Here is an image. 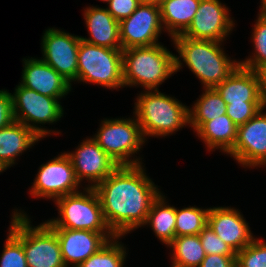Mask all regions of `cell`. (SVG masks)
<instances>
[{
  "label": "cell",
  "instance_id": "20",
  "mask_svg": "<svg viewBox=\"0 0 266 267\" xmlns=\"http://www.w3.org/2000/svg\"><path fill=\"white\" fill-rule=\"evenodd\" d=\"M83 15L90 37L81 36V40L96 46L122 49L119 22L106 8L88 6Z\"/></svg>",
  "mask_w": 266,
  "mask_h": 267
},
{
  "label": "cell",
  "instance_id": "39",
  "mask_svg": "<svg viewBox=\"0 0 266 267\" xmlns=\"http://www.w3.org/2000/svg\"><path fill=\"white\" fill-rule=\"evenodd\" d=\"M163 0H141L143 3H155L160 4Z\"/></svg>",
  "mask_w": 266,
  "mask_h": 267
},
{
  "label": "cell",
  "instance_id": "41",
  "mask_svg": "<svg viewBox=\"0 0 266 267\" xmlns=\"http://www.w3.org/2000/svg\"><path fill=\"white\" fill-rule=\"evenodd\" d=\"M100 1L106 2L108 4L110 0H100Z\"/></svg>",
  "mask_w": 266,
  "mask_h": 267
},
{
  "label": "cell",
  "instance_id": "32",
  "mask_svg": "<svg viewBox=\"0 0 266 267\" xmlns=\"http://www.w3.org/2000/svg\"><path fill=\"white\" fill-rule=\"evenodd\" d=\"M199 238L206 255H236V253L227 245L216 233L206 225L199 233Z\"/></svg>",
  "mask_w": 266,
  "mask_h": 267
},
{
  "label": "cell",
  "instance_id": "15",
  "mask_svg": "<svg viewBox=\"0 0 266 267\" xmlns=\"http://www.w3.org/2000/svg\"><path fill=\"white\" fill-rule=\"evenodd\" d=\"M66 154L80 184L84 179L90 183L86 188H95L119 166L91 137Z\"/></svg>",
  "mask_w": 266,
  "mask_h": 267
},
{
  "label": "cell",
  "instance_id": "28",
  "mask_svg": "<svg viewBox=\"0 0 266 267\" xmlns=\"http://www.w3.org/2000/svg\"><path fill=\"white\" fill-rule=\"evenodd\" d=\"M209 208L189 206L182 209L176 208V237L187 235H199L207 225Z\"/></svg>",
  "mask_w": 266,
  "mask_h": 267
},
{
  "label": "cell",
  "instance_id": "23",
  "mask_svg": "<svg viewBox=\"0 0 266 267\" xmlns=\"http://www.w3.org/2000/svg\"><path fill=\"white\" fill-rule=\"evenodd\" d=\"M196 134L203 140L208 151L219 149L227 154L236 142L237 126L224 114L206 122Z\"/></svg>",
  "mask_w": 266,
  "mask_h": 267
},
{
  "label": "cell",
  "instance_id": "12",
  "mask_svg": "<svg viewBox=\"0 0 266 267\" xmlns=\"http://www.w3.org/2000/svg\"><path fill=\"white\" fill-rule=\"evenodd\" d=\"M80 37L56 28L45 30L42 36V60L70 83L77 82Z\"/></svg>",
  "mask_w": 266,
  "mask_h": 267
},
{
  "label": "cell",
  "instance_id": "33",
  "mask_svg": "<svg viewBox=\"0 0 266 267\" xmlns=\"http://www.w3.org/2000/svg\"><path fill=\"white\" fill-rule=\"evenodd\" d=\"M262 108V104H227L226 115L238 127L253 118Z\"/></svg>",
  "mask_w": 266,
  "mask_h": 267
},
{
  "label": "cell",
  "instance_id": "7",
  "mask_svg": "<svg viewBox=\"0 0 266 267\" xmlns=\"http://www.w3.org/2000/svg\"><path fill=\"white\" fill-rule=\"evenodd\" d=\"M77 82L108 89L123 88V50L92 45L80 40Z\"/></svg>",
  "mask_w": 266,
  "mask_h": 267
},
{
  "label": "cell",
  "instance_id": "37",
  "mask_svg": "<svg viewBox=\"0 0 266 267\" xmlns=\"http://www.w3.org/2000/svg\"><path fill=\"white\" fill-rule=\"evenodd\" d=\"M259 78L260 100L263 109L266 108V66L256 70Z\"/></svg>",
  "mask_w": 266,
  "mask_h": 267
},
{
  "label": "cell",
  "instance_id": "13",
  "mask_svg": "<svg viewBox=\"0 0 266 267\" xmlns=\"http://www.w3.org/2000/svg\"><path fill=\"white\" fill-rule=\"evenodd\" d=\"M263 110L237 127L236 142L227 153L243 167L266 166V113Z\"/></svg>",
  "mask_w": 266,
  "mask_h": 267
},
{
  "label": "cell",
  "instance_id": "38",
  "mask_svg": "<svg viewBox=\"0 0 266 267\" xmlns=\"http://www.w3.org/2000/svg\"><path fill=\"white\" fill-rule=\"evenodd\" d=\"M261 6L259 7L260 10L259 12H263V13H266V0H261Z\"/></svg>",
  "mask_w": 266,
  "mask_h": 267
},
{
  "label": "cell",
  "instance_id": "6",
  "mask_svg": "<svg viewBox=\"0 0 266 267\" xmlns=\"http://www.w3.org/2000/svg\"><path fill=\"white\" fill-rule=\"evenodd\" d=\"M55 204L59 217L45 221L50 228L112 232L105 222L101 202L94 188L85 187L83 192L59 197Z\"/></svg>",
  "mask_w": 266,
  "mask_h": 267
},
{
  "label": "cell",
  "instance_id": "22",
  "mask_svg": "<svg viewBox=\"0 0 266 267\" xmlns=\"http://www.w3.org/2000/svg\"><path fill=\"white\" fill-rule=\"evenodd\" d=\"M201 0H163L159 4L161 23L169 36L182 35L190 26Z\"/></svg>",
  "mask_w": 266,
  "mask_h": 267
},
{
  "label": "cell",
  "instance_id": "25",
  "mask_svg": "<svg viewBox=\"0 0 266 267\" xmlns=\"http://www.w3.org/2000/svg\"><path fill=\"white\" fill-rule=\"evenodd\" d=\"M203 91L192 108H189V125L194 132L227 111V104L214 88H204Z\"/></svg>",
  "mask_w": 266,
  "mask_h": 267
},
{
  "label": "cell",
  "instance_id": "31",
  "mask_svg": "<svg viewBox=\"0 0 266 267\" xmlns=\"http://www.w3.org/2000/svg\"><path fill=\"white\" fill-rule=\"evenodd\" d=\"M0 267H28L23 244L10 230L0 257Z\"/></svg>",
  "mask_w": 266,
  "mask_h": 267
},
{
  "label": "cell",
  "instance_id": "29",
  "mask_svg": "<svg viewBox=\"0 0 266 267\" xmlns=\"http://www.w3.org/2000/svg\"><path fill=\"white\" fill-rule=\"evenodd\" d=\"M258 13L251 35L254 43V53H252V56L240 61L241 66L254 71L266 66V13Z\"/></svg>",
  "mask_w": 266,
  "mask_h": 267
},
{
  "label": "cell",
  "instance_id": "3",
  "mask_svg": "<svg viewBox=\"0 0 266 267\" xmlns=\"http://www.w3.org/2000/svg\"><path fill=\"white\" fill-rule=\"evenodd\" d=\"M134 103V117L146 137H164L189 125V107L158 90L141 92Z\"/></svg>",
  "mask_w": 266,
  "mask_h": 267
},
{
  "label": "cell",
  "instance_id": "5",
  "mask_svg": "<svg viewBox=\"0 0 266 267\" xmlns=\"http://www.w3.org/2000/svg\"><path fill=\"white\" fill-rule=\"evenodd\" d=\"M19 211H13L9 230L22 242L27 266L66 267L56 233L45 222L32 226L26 213Z\"/></svg>",
  "mask_w": 266,
  "mask_h": 267
},
{
  "label": "cell",
  "instance_id": "10",
  "mask_svg": "<svg viewBox=\"0 0 266 267\" xmlns=\"http://www.w3.org/2000/svg\"><path fill=\"white\" fill-rule=\"evenodd\" d=\"M33 181L29 192L34 198L43 197L55 201L59 197L81 191L78 190L81 184L66 152L42 164Z\"/></svg>",
  "mask_w": 266,
  "mask_h": 267
},
{
  "label": "cell",
  "instance_id": "18",
  "mask_svg": "<svg viewBox=\"0 0 266 267\" xmlns=\"http://www.w3.org/2000/svg\"><path fill=\"white\" fill-rule=\"evenodd\" d=\"M22 86L42 95L61 100L72 90V83L60 75L54 68L38 58H24Z\"/></svg>",
  "mask_w": 266,
  "mask_h": 267
},
{
  "label": "cell",
  "instance_id": "2",
  "mask_svg": "<svg viewBox=\"0 0 266 267\" xmlns=\"http://www.w3.org/2000/svg\"><path fill=\"white\" fill-rule=\"evenodd\" d=\"M172 41L179 54L175 55V72L181 70L184 62L203 88H215L240 65V61L226 55L222 42L195 40L182 35L175 36Z\"/></svg>",
  "mask_w": 266,
  "mask_h": 267
},
{
  "label": "cell",
  "instance_id": "34",
  "mask_svg": "<svg viewBox=\"0 0 266 267\" xmlns=\"http://www.w3.org/2000/svg\"><path fill=\"white\" fill-rule=\"evenodd\" d=\"M141 4V0H110L107 11L118 21L128 18Z\"/></svg>",
  "mask_w": 266,
  "mask_h": 267
},
{
  "label": "cell",
  "instance_id": "1",
  "mask_svg": "<svg viewBox=\"0 0 266 267\" xmlns=\"http://www.w3.org/2000/svg\"><path fill=\"white\" fill-rule=\"evenodd\" d=\"M94 189L106 224L121 237L144 226L152 202L161 193L143 164L118 166Z\"/></svg>",
  "mask_w": 266,
  "mask_h": 267
},
{
  "label": "cell",
  "instance_id": "27",
  "mask_svg": "<svg viewBox=\"0 0 266 267\" xmlns=\"http://www.w3.org/2000/svg\"><path fill=\"white\" fill-rule=\"evenodd\" d=\"M121 236L109 240L99 251L92 254L78 267H123L126 259V247L119 242Z\"/></svg>",
  "mask_w": 266,
  "mask_h": 267
},
{
  "label": "cell",
  "instance_id": "9",
  "mask_svg": "<svg viewBox=\"0 0 266 267\" xmlns=\"http://www.w3.org/2000/svg\"><path fill=\"white\" fill-rule=\"evenodd\" d=\"M11 96L16 121L24 124L42 139L51 133L59 134V131H51L41 126L45 123L53 124L63 117L64 109L59 99L42 95L20 83L16 86L15 92L11 93Z\"/></svg>",
  "mask_w": 266,
  "mask_h": 267
},
{
  "label": "cell",
  "instance_id": "35",
  "mask_svg": "<svg viewBox=\"0 0 266 267\" xmlns=\"http://www.w3.org/2000/svg\"><path fill=\"white\" fill-rule=\"evenodd\" d=\"M12 96L7 90H0V129L13 122Z\"/></svg>",
  "mask_w": 266,
  "mask_h": 267
},
{
  "label": "cell",
  "instance_id": "4",
  "mask_svg": "<svg viewBox=\"0 0 266 267\" xmlns=\"http://www.w3.org/2000/svg\"><path fill=\"white\" fill-rule=\"evenodd\" d=\"M123 84L141 85L145 90H158L175 72V54L164 45L131 47L123 50Z\"/></svg>",
  "mask_w": 266,
  "mask_h": 267
},
{
  "label": "cell",
  "instance_id": "36",
  "mask_svg": "<svg viewBox=\"0 0 266 267\" xmlns=\"http://www.w3.org/2000/svg\"><path fill=\"white\" fill-rule=\"evenodd\" d=\"M199 267H236V255H206Z\"/></svg>",
  "mask_w": 266,
  "mask_h": 267
},
{
  "label": "cell",
  "instance_id": "24",
  "mask_svg": "<svg viewBox=\"0 0 266 267\" xmlns=\"http://www.w3.org/2000/svg\"><path fill=\"white\" fill-rule=\"evenodd\" d=\"M165 199L160 193L152 202L144 225L152 227L155 236L168 246L176 237V207L168 205Z\"/></svg>",
  "mask_w": 266,
  "mask_h": 267
},
{
  "label": "cell",
  "instance_id": "16",
  "mask_svg": "<svg viewBox=\"0 0 266 267\" xmlns=\"http://www.w3.org/2000/svg\"><path fill=\"white\" fill-rule=\"evenodd\" d=\"M57 235L66 267H78L99 251L115 235L112 232H93L65 228H51Z\"/></svg>",
  "mask_w": 266,
  "mask_h": 267
},
{
  "label": "cell",
  "instance_id": "21",
  "mask_svg": "<svg viewBox=\"0 0 266 267\" xmlns=\"http://www.w3.org/2000/svg\"><path fill=\"white\" fill-rule=\"evenodd\" d=\"M42 140L24 124L14 120L0 129V161L7 167L16 162V158L36 142Z\"/></svg>",
  "mask_w": 266,
  "mask_h": 267
},
{
  "label": "cell",
  "instance_id": "8",
  "mask_svg": "<svg viewBox=\"0 0 266 267\" xmlns=\"http://www.w3.org/2000/svg\"><path fill=\"white\" fill-rule=\"evenodd\" d=\"M92 138L119 166L142 164L141 158L135 153L147 140L136 118H106Z\"/></svg>",
  "mask_w": 266,
  "mask_h": 267
},
{
  "label": "cell",
  "instance_id": "26",
  "mask_svg": "<svg viewBox=\"0 0 266 267\" xmlns=\"http://www.w3.org/2000/svg\"><path fill=\"white\" fill-rule=\"evenodd\" d=\"M168 247L173 251L171 267H199L206 256L199 235L175 237Z\"/></svg>",
  "mask_w": 266,
  "mask_h": 267
},
{
  "label": "cell",
  "instance_id": "30",
  "mask_svg": "<svg viewBox=\"0 0 266 267\" xmlns=\"http://www.w3.org/2000/svg\"><path fill=\"white\" fill-rule=\"evenodd\" d=\"M236 267H266V242L256 237L237 252Z\"/></svg>",
  "mask_w": 266,
  "mask_h": 267
},
{
  "label": "cell",
  "instance_id": "19",
  "mask_svg": "<svg viewBox=\"0 0 266 267\" xmlns=\"http://www.w3.org/2000/svg\"><path fill=\"white\" fill-rule=\"evenodd\" d=\"M214 89L226 104H261L256 71L241 65Z\"/></svg>",
  "mask_w": 266,
  "mask_h": 267
},
{
  "label": "cell",
  "instance_id": "11",
  "mask_svg": "<svg viewBox=\"0 0 266 267\" xmlns=\"http://www.w3.org/2000/svg\"><path fill=\"white\" fill-rule=\"evenodd\" d=\"M162 30L159 4L141 2L128 18L119 22L122 50L160 44Z\"/></svg>",
  "mask_w": 266,
  "mask_h": 267
},
{
  "label": "cell",
  "instance_id": "17",
  "mask_svg": "<svg viewBox=\"0 0 266 267\" xmlns=\"http://www.w3.org/2000/svg\"><path fill=\"white\" fill-rule=\"evenodd\" d=\"M240 210L231 207L209 208L207 225L235 252L250 244L255 236Z\"/></svg>",
  "mask_w": 266,
  "mask_h": 267
},
{
  "label": "cell",
  "instance_id": "40",
  "mask_svg": "<svg viewBox=\"0 0 266 267\" xmlns=\"http://www.w3.org/2000/svg\"><path fill=\"white\" fill-rule=\"evenodd\" d=\"M7 170V167L0 161V173Z\"/></svg>",
  "mask_w": 266,
  "mask_h": 267
},
{
  "label": "cell",
  "instance_id": "14",
  "mask_svg": "<svg viewBox=\"0 0 266 267\" xmlns=\"http://www.w3.org/2000/svg\"><path fill=\"white\" fill-rule=\"evenodd\" d=\"M233 20L228 7L219 0H201L190 26L182 36L223 42L235 27Z\"/></svg>",
  "mask_w": 266,
  "mask_h": 267
}]
</instances>
